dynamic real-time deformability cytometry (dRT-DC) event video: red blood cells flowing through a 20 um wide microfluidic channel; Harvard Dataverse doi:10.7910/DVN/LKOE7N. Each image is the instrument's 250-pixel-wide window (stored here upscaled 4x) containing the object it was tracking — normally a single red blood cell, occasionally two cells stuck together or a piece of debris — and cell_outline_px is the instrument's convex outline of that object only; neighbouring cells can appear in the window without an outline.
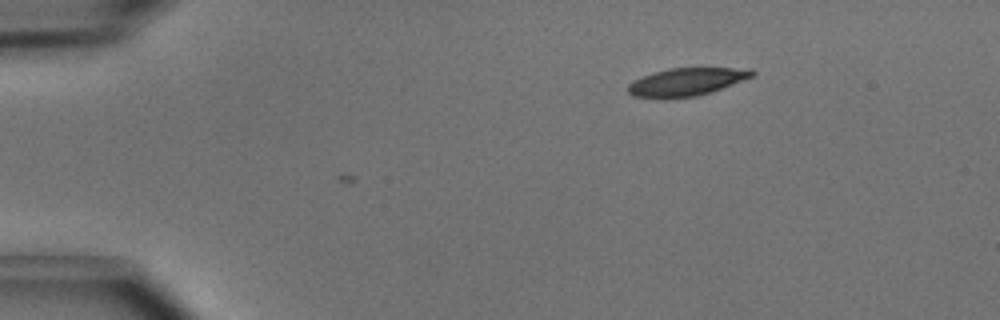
{"species": "common noctule bat (a hibernating species)", "species_latin": "Nyctalus noctula", "temperature_condition": "cold", "stored_images_in_passage": 3, "camera_frame_rate_fps": 3000, "um_per_image_px": 0.085, "animal": {"sex": "male", "body_mass_g": 15.6}, "frame": {"image": 1, "passage_image": 3, "time_ms": 0.667, "image_size_px": [1000, 320], "cell_outline_px": [[756, 72], [752, 76], [712, 92], [696, 96], [664, 100], [660, 100], [632, 96], [628, 92], [628, 84], [644, 76], [668, 68], [752, 68]], "centroid_in_image_um": [58.32, 6.99], "position_along_channel_um": 26.7, "area_um2": 20.35}}